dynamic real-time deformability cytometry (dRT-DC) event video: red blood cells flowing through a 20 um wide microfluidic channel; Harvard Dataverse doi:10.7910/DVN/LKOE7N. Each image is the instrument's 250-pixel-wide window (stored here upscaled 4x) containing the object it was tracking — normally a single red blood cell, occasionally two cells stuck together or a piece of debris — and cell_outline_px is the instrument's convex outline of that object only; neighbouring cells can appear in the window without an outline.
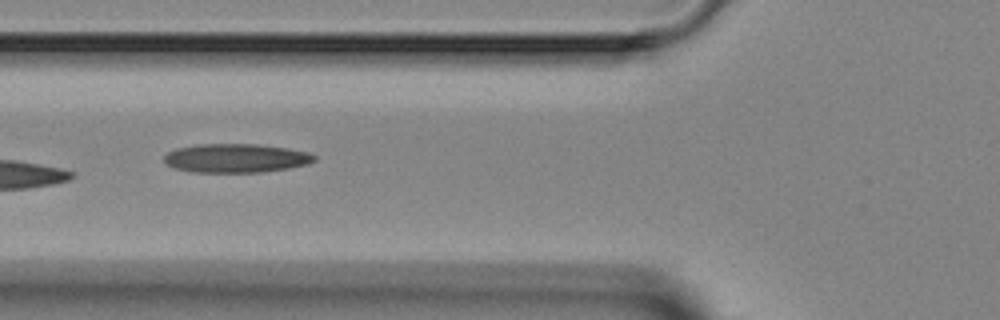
{"species": "Egyptian fruit bat (a non-hibernating species)", "species_latin": "Rousettus aegyptiacus", "temperature_condition": "room temperature", "stored_images_in_passage": 7, "camera_frame_rate_fps": 3000, "um_per_image_px": 0.085, "animal": {"sex": "female"}, "frame": {"image": 1, "passage_image": 4, "time_ms": 4.667, "image_size_px": [1000, 320], "cell_outline_px": [[316, 160], [308, 164], [288, 168], [260, 172], [192, 172], [176, 168], [168, 164], [164, 160], [164, 156], [168, 152], [176, 148], [200, 144], [256, 144], [288, 148], [308, 152], [316, 156]], "centroid_in_image_um": [20.08, 13.44], "position_along_channel_um": 105.7, "area_um2": 25.14}}
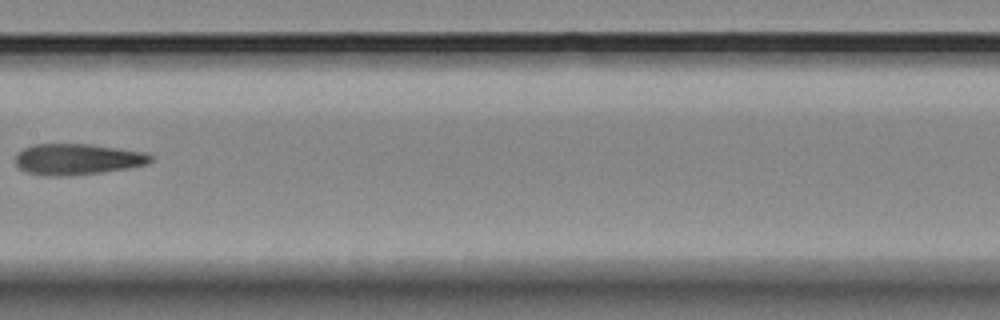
{"frame": {"image": 2, "passage_image": 6, "time_ms": 7.0, "image_size_px": [1000, 320], "cell_outline_px": [[152, 160], [148, 164], [128, 168], [104, 172], [72, 176], [44, 176], [28, 172], [20, 168], [16, 164], [16, 152], [32, 144], [92, 144], [144, 152], [152, 156]], "centroid_in_image_um": [6.57, 13.54], "position_along_channel_um": 200.8, "area_um2": 24.68}}
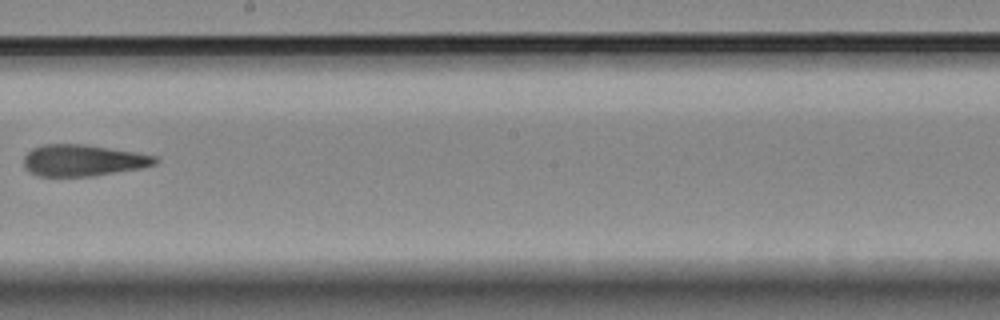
{"frame": {"image": 3, "passage_image": 7, "time_ms": 8.0, "image_size_px": [1000, 320], "cell_outline_px": [[160, 160], [156, 164], [144, 168], [92, 176], [40, 176], [24, 168], [24, 156], [32, 148], [44, 144], [84, 144], [136, 152], [156, 156]], "centroid_in_image_um": [7.09, 13.63], "position_along_channel_um": 241.1, "area_um2": 24.22}}